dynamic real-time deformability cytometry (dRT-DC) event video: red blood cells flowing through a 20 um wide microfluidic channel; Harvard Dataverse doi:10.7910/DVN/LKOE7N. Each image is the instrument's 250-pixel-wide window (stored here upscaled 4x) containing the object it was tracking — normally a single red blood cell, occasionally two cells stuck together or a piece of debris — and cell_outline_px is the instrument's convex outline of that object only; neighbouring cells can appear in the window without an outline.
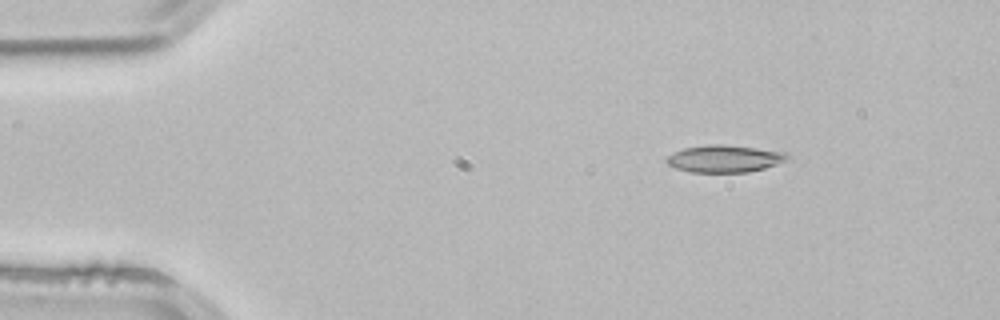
{"species": "common noctule bat (a hibernating species)", "species_latin": "Nyctalus noctula", "temperature_condition": "room temperature", "stored_images_in_passage": 3, "camera_frame_rate_fps": 3000, "um_per_image_px": 0.085, "animal": {"sex": "male", "body_mass_g": 21.5, "forearm_length_mm": 52.0}, "frame": {"image": 1, "passage_image": 1, "time_ms": 0.0, "image_size_px": [1000, 320], "cell_outline_px": [[792, 156], [776, 164], [764, 168], [748, 172], [688, 172], [676, 168], [668, 164], [664, 160], [668, 156], [684, 148], [708, 144], [724, 144], [788, 152]], "centroid_in_image_um": [61.59, 13.48], "position_along_channel_um": 23.4, "area_um2": 19.13}}
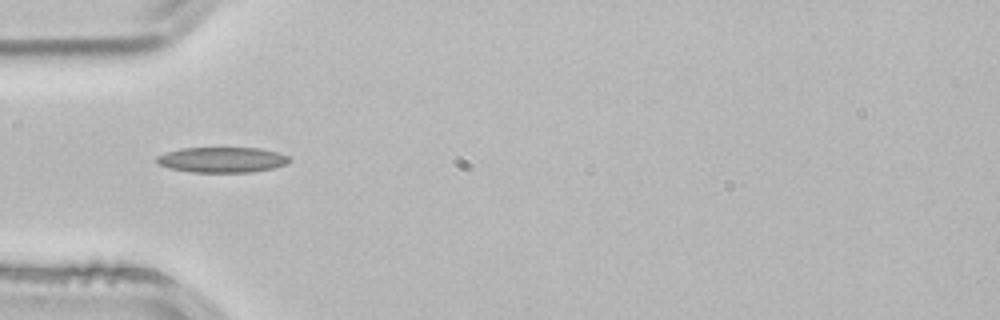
{"frame": {"image": 2, "passage_image": 3, "time_ms": 0.667, "image_size_px": [1000, 320], "cell_outline_px": [[292, 160], [288, 164], [272, 168], [252, 172], [188, 172], [168, 168], [160, 164], [156, 160], [156, 156], [164, 152], [180, 148], [260, 148], [276, 152], [288, 156]], "centroid_in_image_um": [18.86, 13.58], "position_along_channel_um": 66.1, "area_um2": 19.77}}